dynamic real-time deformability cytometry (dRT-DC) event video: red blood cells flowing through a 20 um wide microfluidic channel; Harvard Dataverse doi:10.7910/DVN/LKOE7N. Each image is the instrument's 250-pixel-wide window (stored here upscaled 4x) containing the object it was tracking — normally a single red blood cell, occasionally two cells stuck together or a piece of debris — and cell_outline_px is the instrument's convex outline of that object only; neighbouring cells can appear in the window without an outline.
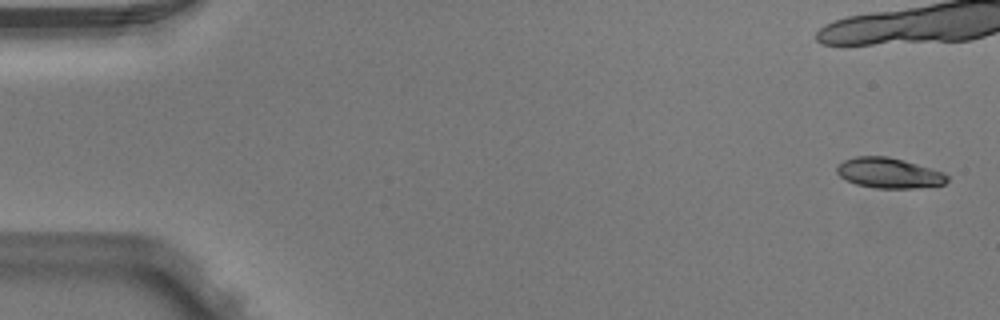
{"species": "Egyptian fruit bat (a non-hibernating species)", "species_latin": "Rousettus aegyptiacus", "temperature_condition": "warm", "stored_images_in_passage": 5, "camera_frame_rate_fps": 3000, "um_per_image_px": 0.085, "animal": {"sex": "male"}, "frame": {"image": 1, "passage_image": 1, "time_ms": 0.0, "image_size_px": [1000, 320], "cell_outline_px": [[948, 180], [944, 184], [912, 188], [872, 188], [856, 184], [840, 176], [836, 172], [836, 168], [844, 160], [856, 156], [888, 156], [904, 160], [944, 172], [948, 176]], "centroid_in_image_um": [75.56, 14.7], "position_along_channel_um": 9.4, "area_um2": 19.42}}